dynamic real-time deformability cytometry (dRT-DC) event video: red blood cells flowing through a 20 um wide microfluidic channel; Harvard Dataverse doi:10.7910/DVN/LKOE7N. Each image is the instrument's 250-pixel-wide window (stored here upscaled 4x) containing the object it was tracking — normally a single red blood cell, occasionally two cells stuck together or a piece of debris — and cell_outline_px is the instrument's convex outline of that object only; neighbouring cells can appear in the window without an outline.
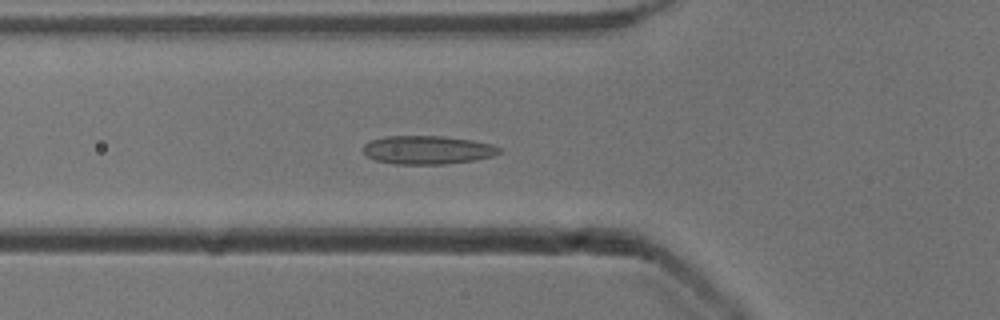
{"species": "common noctule bat (a hibernating species)", "species_latin": "Nyctalus noctula", "temperature_condition": "cold", "stored_images_in_passage": 54, "camera_frame_rate_fps": 3000, "um_per_image_px": 0.085, "animal": {"sex": "male", "body_mass_g": 13.3}, "frame": {"image": 1, "passage_image": 19, "time_ms": 6.0, "image_size_px": [1000, 320], "cell_outline_px": [[500, 152], [492, 156], [476, 160], [444, 164], [392, 164], [376, 160], [368, 156], [364, 152], [364, 144], [372, 140], [384, 136], [444, 136], [472, 140], [492, 144], [500, 148]], "centroid_in_image_um": [36.35, 12.74], "position_along_channel_um": 89.5, "area_um2": 22.54}}
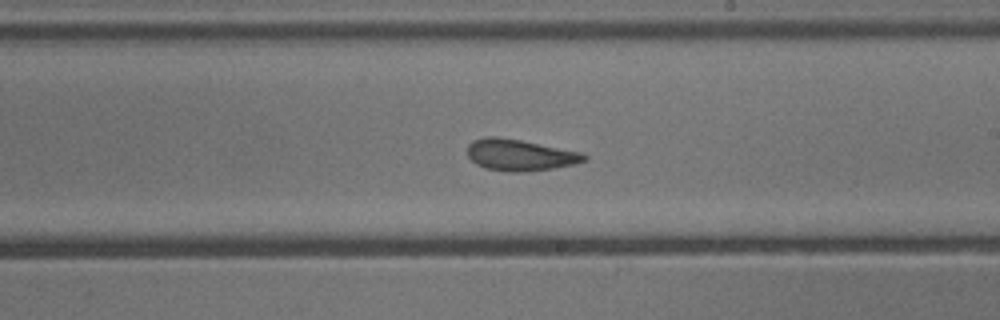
{"frame": {"image": 2, "passage_image": 31, "time_ms": 10.0, "image_size_px": [1000, 320], "cell_outline_px": [[588, 160], [576, 164], [552, 168], [524, 172], [504, 172], [484, 168], [476, 164], [468, 156], [468, 144], [472, 140], [484, 136], [496, 136], [520, 140], [580, 152], [588, 156]], "centroid_in_image_um": [44.17, 13.18], "position_along_channel_um": 244.8, "area_um2": 21.5}}
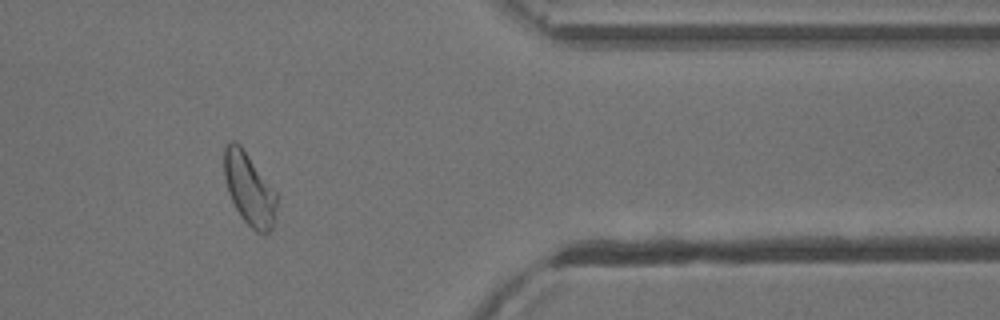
{"frame": {"image": 3, "passage_image": 44, "time_ms": 14.333, "image_size_px": [1000, 320], "cell_outline_px": [[276, 216], [272, 228], [268, 232], [256, 232], [240, 216], [228, 192], [224, 176], [224, 148], [228, 140], [236, 140], [240, 144], [276, 192]], "centroid_in_image_um": [21.17, 16.03], "position_along_channel_um": 390.2, "area_um2": 22.02}, "authors_computed_cell_mechanics": {"area_um2": 22.8021, "velocity_mm_per_s": 3.8747, "shape_relaxation_time_tau1_ms": null, "shape_relaxation_time_tau2_ms": 1.7473, "deformation_change_tau1": null, "deformation_change_tau2": 0.0901}}